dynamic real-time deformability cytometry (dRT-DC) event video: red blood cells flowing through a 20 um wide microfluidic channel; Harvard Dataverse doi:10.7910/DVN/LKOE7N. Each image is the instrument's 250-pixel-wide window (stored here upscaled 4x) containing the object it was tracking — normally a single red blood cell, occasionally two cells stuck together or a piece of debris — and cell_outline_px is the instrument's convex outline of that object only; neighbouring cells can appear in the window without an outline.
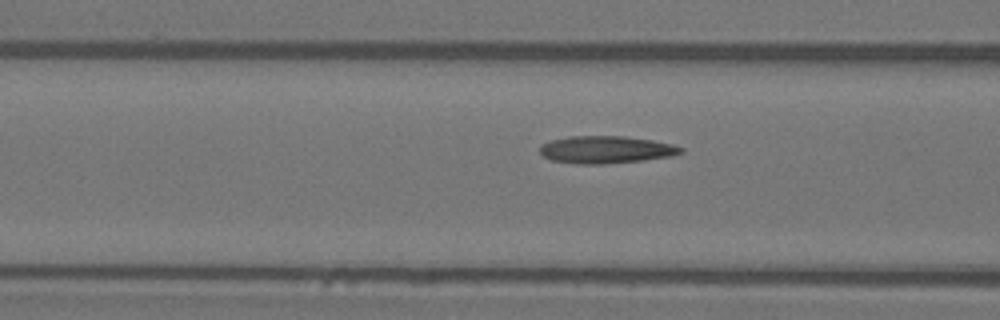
{"species": "Egyptian fruit bat (a non-hibernating species)", "species_latin": "Rousettus aegyptiacus", "temperature_condition": "warm", "stored_images_in_passage": 17, "camera_frame_rate_fps": 3000, "um_per_image_px": 0.085, "animal": {"sex": "female"}, "frame": {"image": 1, "passage_image": 15, "time_ms": 4.667, "image_size_px": [1000, 320], "cell_outline_px": [[684, 152], [672, 156], [644, 160], [604, 164], [576, 164], [552, 160], [544, 156], [540, 152], [540, 144], [552, 140], [568, 136], [624, 136], [652, 140], [672, 144], [684, 148]], "centroid_in_image_um": [51.52, 12.72], "position_along_channel_um": 115.1, "area_um2": 22.6}}